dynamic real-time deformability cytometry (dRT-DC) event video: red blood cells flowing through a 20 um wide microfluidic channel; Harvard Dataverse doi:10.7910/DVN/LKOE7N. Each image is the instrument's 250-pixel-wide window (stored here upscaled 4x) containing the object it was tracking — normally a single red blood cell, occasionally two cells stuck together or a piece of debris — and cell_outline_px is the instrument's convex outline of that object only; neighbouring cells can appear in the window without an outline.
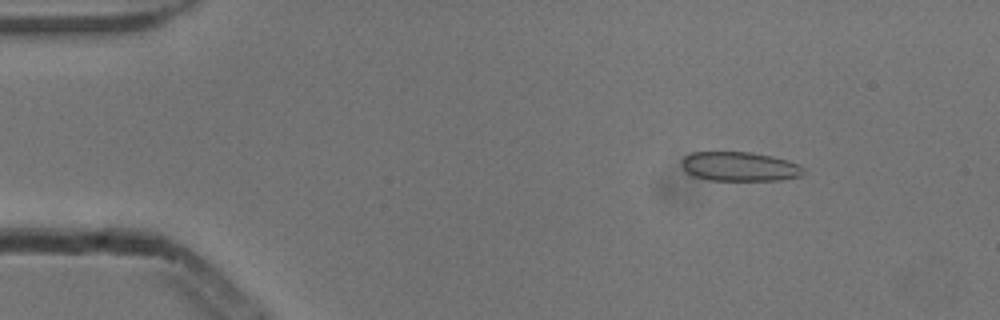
{"species": "common noctule bat (a hibernating species)", "species_latin": "Nyctalus noctula", "temperature_condition": "cold", "stored_images_in_passage": 51, "camera_frame_rate_fps": 3000, "um_per_image_px": 0.085, "animal": {"sex": "male", "body_mass_g": 13.3}, "frame": {"image": 1, "passage_image": 5, "time_ms": 1.333, "image_size_px": [1000, 320], "cell_outline_px": [[804, 172], [800, 176], [780, 180], [708, 180], [692, 176], [680, 164], [680, 160], [684, 156], [692, 152], [748, 152], [772, 156], [788, 160], [800, 164], [804, 168]], "centroid_in_image_um": [62.86, 14.15], "position_along_channel_um": 22.1, "area_um2": 20.92}}
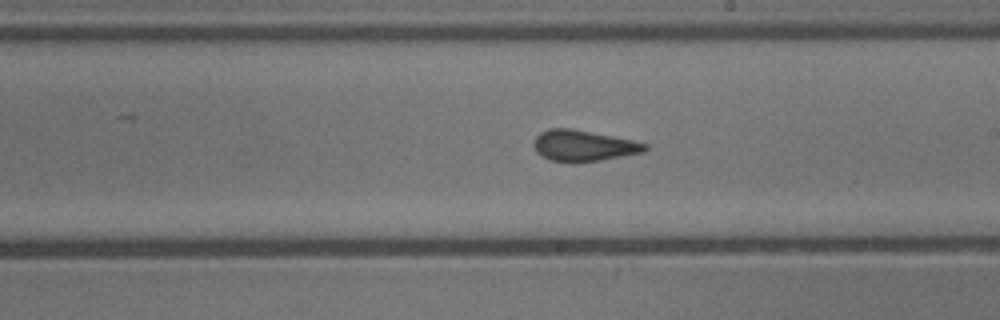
{"frame": {"image": 2, "passage_image": 28, "time_ms": 9.0, "image_size_px": [1000, 320], "cell_outline_px": [[648, 148], [644, 152], [600, 160], [548, 160], [540, 156], [536, 152], [532, 144], [536, 136], [540, 132], [548, 128], [572, 128], [632, 140], [648, 144]], "centroid_in_image_um": [49.56, 12.35], "position_along_channel_um": 239.4, "area_um2": 19.77}}
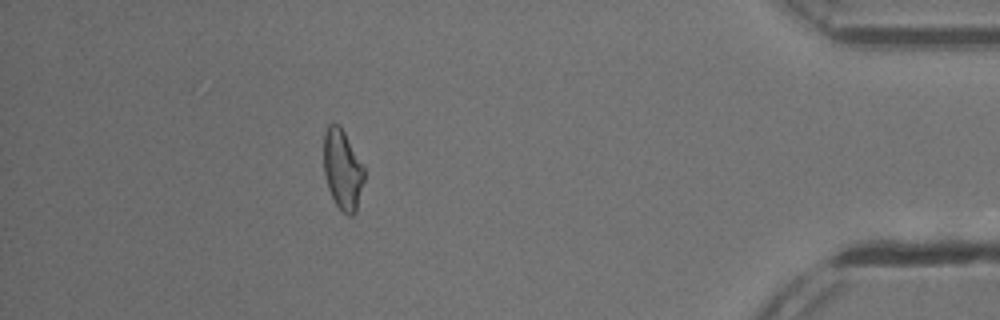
{"frame": {"image": 3, "passage_image": 45, "time_ms": 14.667, "image_size_px": [1000, 320], "cell_outline_px": [[364, 180], [356, 212], [352, 216], [348, 216], [336, 204], [328, 188], [324, 176], [324, 132], [328, 124], [340, 124], [364, 164]], "centroid_in_image_um": [29.13, 14.39], "position_along_channel_um": 406.1, "area_um2": 19.13}, "authors_computed_cell_mechanics": {"area_um2": 19.8832, "velocity_mm_per_s": 3.859, "shape_relaxation_time_tau1_ms": null, "shape_relaxation_time_tau2_ms": 1.4898, "deformation_change_tau1": null, "deformation_change_tau2": 0.0516}}